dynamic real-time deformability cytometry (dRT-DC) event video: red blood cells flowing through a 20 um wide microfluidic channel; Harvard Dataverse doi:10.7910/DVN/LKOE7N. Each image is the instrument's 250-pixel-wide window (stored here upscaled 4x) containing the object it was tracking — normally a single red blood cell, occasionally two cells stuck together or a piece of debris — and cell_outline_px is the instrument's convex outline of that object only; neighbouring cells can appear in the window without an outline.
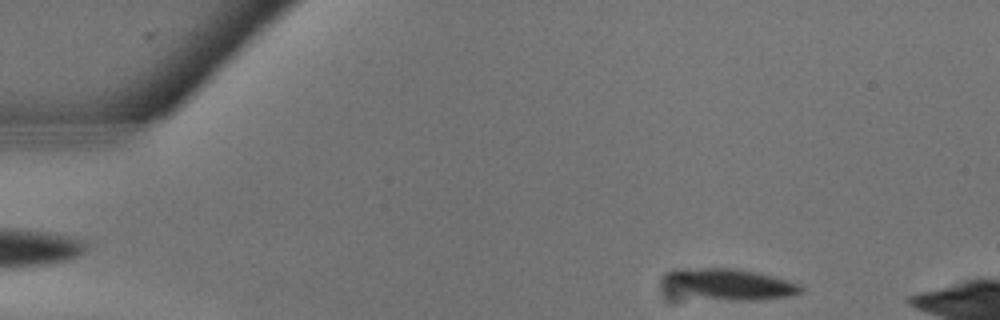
{"species": "common noctule bat (a hibernating species)", "species_latin": "Nyctalus noctula", "temperature_condition": "warm", "stored_images_in_passage": 9, "camera_frame_rate_fps": 3000, "um_per_image_px": 0.085, "animal": {"sex": "male", "body_mass_g": 13.3}, "frame": {"image": 1, "passage_image": 1, "time_ms": 0.0, "image_size_px": [1000, 320], "cell_outline_px": [[804, 288], [800, 292], [788, 296], [756, 300], [736, 300], [704, 296], [664, 284], [664, 276], [668, 272], [676, 268], [736, 268], [760, 272], [788, 280], [800, 284]], "centroid_in_image_um": [62.14, 24.1], "position_along_channel_um": 22.9, "area_um2": 23.76}}
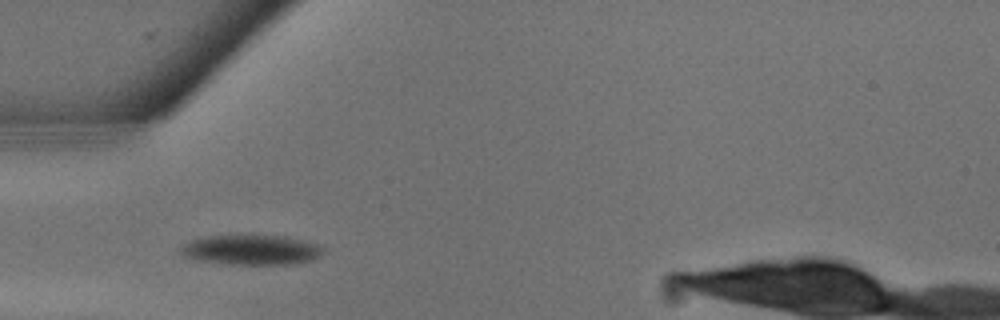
{"frame": {"image": 2, "passage_image": 6, "time_ms": 1.667, "image_size_px": [1000, 320], "cell_outline_px": [[324, 248], [320, 256], [312, 260], [296, 264], [232, 264], [200, 260], [184, 256], [180, 252], [180, 248], [184, 244], [192, 240], [208, 236], [244, 232], [252, 232], [284, 236], [324, 244]], "centroid_in_image_um": [21.43, 21.18], "position_along_channel_um": 63.6, "area_um2": 25.95}}
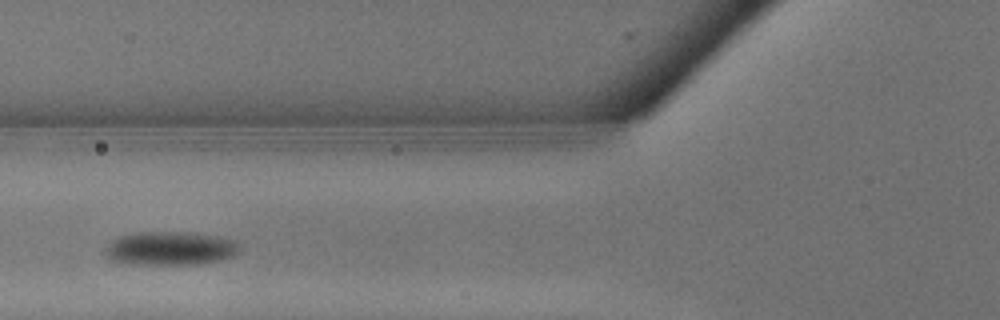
{"frame": {"image": 3, "passage_image": 8, "time_ms": 2.333, "image_size_px": [1000, 320], "cell_outline_px": [[240, 248], [232, 256], [220, 260], [200, 264], [144, 264], [112, 260], [104, 252], [104, 248], [112, 240], [120, 236], [136, 232], [196, 232], [220, 236], [236, 240], [240, 244]], "centroid_in_image_um": [14.52, 21.09], "position_along_channel_um": 111.3, "area_um2": 26.41}}